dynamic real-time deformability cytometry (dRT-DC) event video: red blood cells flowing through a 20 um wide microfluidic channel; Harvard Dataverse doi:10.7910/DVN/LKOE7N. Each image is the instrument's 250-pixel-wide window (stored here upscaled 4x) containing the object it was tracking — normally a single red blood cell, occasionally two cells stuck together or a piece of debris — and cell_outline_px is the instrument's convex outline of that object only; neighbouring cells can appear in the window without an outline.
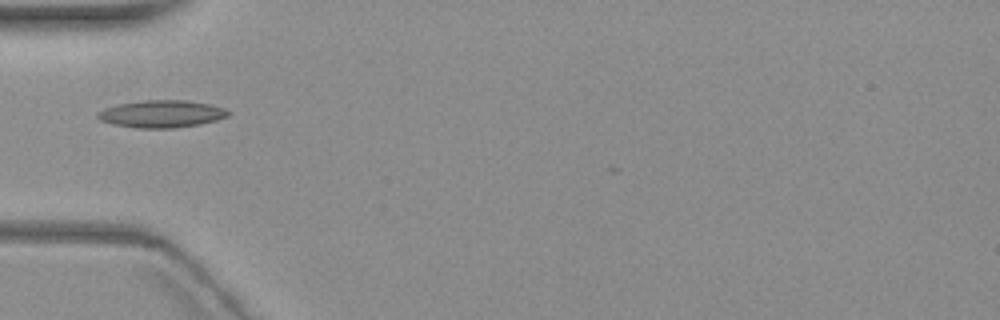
{"species": "common noctule bat (a hibernating species)", "species_latin": "Nyctalus noctula", "temperature_condition": "warm", "stored_images_in_passage": 3, "camera_frame_rate_fps": 3000, "um_per_image_px": 0.085, "animal": {"sex": "female", "body_mass_g": 19.3, "forearm_length_mm": 54.1}, "frame": {"image": 1, "passage_image": 1, "time_ms": 0.0, "image_size_px": [1000, 320], "cell_outline_px": [[232, 112], [228, 116], [216, 120], [200, 124], [176, 128], [136, 128], [112, 124], [100, 120], [96, 116], [96, 112], [104, 108], [116, 104], [140, 100], [184, 100], [208, 104], [224, 108]], "centroid_in_image_um": [13.7, 9.68], "position_along_channel_um": 71.3, "area_um2": 20.98}}
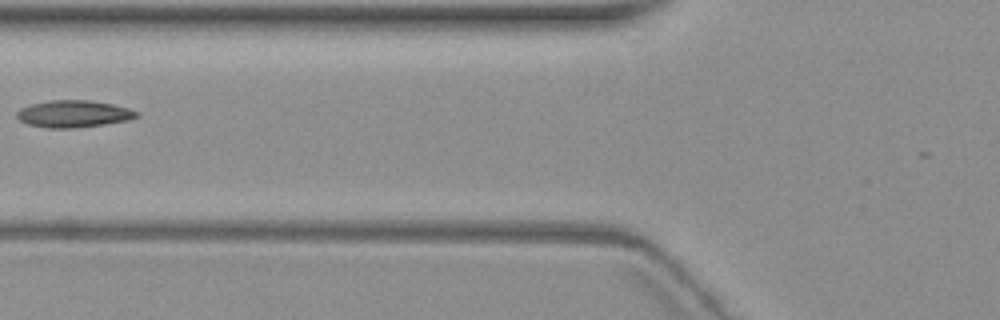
{"frame": {"image": 2, "passage_image": 2, "time_ms": 1.333, "image_size_px": [1000, 320], "cell_outline_px": [[140, 116], [128, 120], [104, 124], [76, 128], [48, 128], [28, 124], [20, 120], [16, 116], [16, 112], [20, 108], [32, 104], [52, 100], [88, 100], [112, 104], [128, 108], [136, 112]], "centroid_in_image_um": [6.24, 9.68], "position_along_channel_um": 119.6, "area_um2": 18.73}}
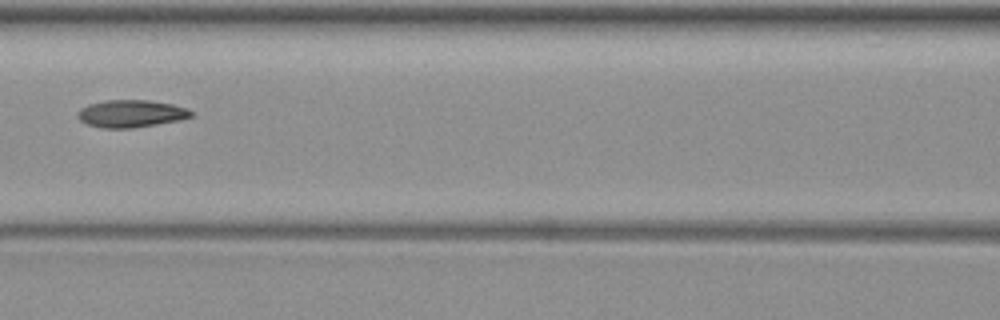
{"frame": {"image": 3, "passage_image": 3, "time_ms": 2.333, "image_size_px": [1000, 320], "cell_outline_px": [[192, 116], [180, 120], [132, 128], [100, 128], [88, 124], [80, 120], [76, 116], [76, 112], [80, 108], [88, 104], [104, 100], [148, 100], [172, 104], [188, 108], [192, 112]], "centroid_in_image_um": [11.1, 9.65], "position_along_channel_um": 155.5, "area_um2": 18.21}}